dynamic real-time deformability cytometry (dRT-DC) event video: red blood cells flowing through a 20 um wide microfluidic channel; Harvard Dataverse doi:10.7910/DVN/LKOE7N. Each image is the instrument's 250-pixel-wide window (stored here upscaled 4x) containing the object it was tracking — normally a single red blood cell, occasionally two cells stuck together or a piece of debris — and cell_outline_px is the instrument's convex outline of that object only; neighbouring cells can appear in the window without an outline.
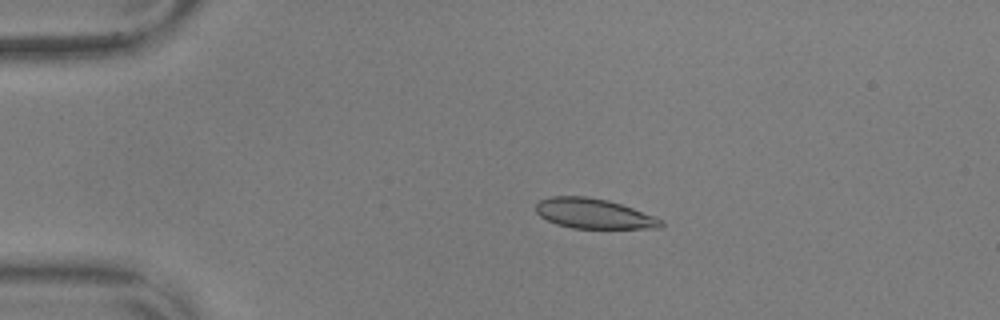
{"species": "common noctule bat (a hibernating species)", "species_latin": "Nyctalus noctula", "temperature_condition": "warm", "stored_images_in_passage": 49, "camera_frame_rate_fps": 3000, "um_per_image_px": 0.085, "animal": {"sex": "male", "body_mass_g": 17.9, "forearm_length_mm": 54.2}, "frame": {"image": 1, "passage_image": 11, "time_ms": 3.333, "image_size_px": [1000, 320], "cell_outline_px": [[664, 224], [660, 228], [572, 228], [556, 224], [540, 216], [536, 212], [536, 204], [540, 200], [552, 196], [588, 196], [608, 200], [632, 208], [664, 220]], "centroid_in_image_um": [50.46, 18.15], "position_along_channel_um": 34.5, "area_um2": 21.79}}
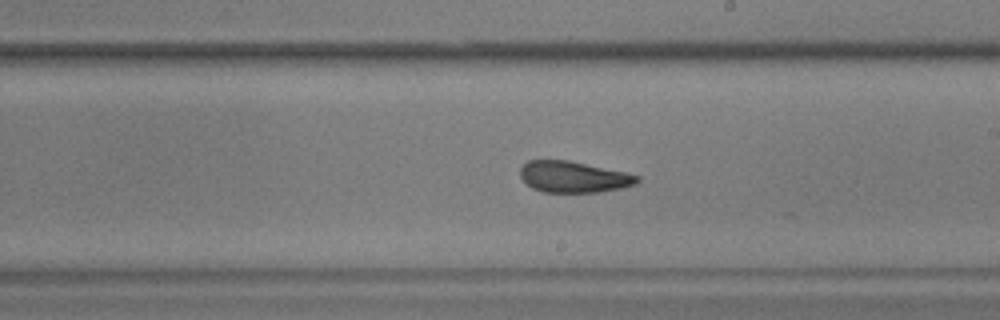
{"frame": {"image": 2, "passage_image": 32, "time_ms": 10.333, "image_size_px": [1000, 320], "cell_outline_px": [[640, 180], [636, 184], [620, 188], [600, 192], [544, 192], [532, 188], [520, 176], [520, 168], [528, 160], [568, 160], [628, 172], [640, 176]], "centroid_in_image_um": [48.78, 15.03], "position_along_channel_um": 240.2, "area_um2": 21.39}}
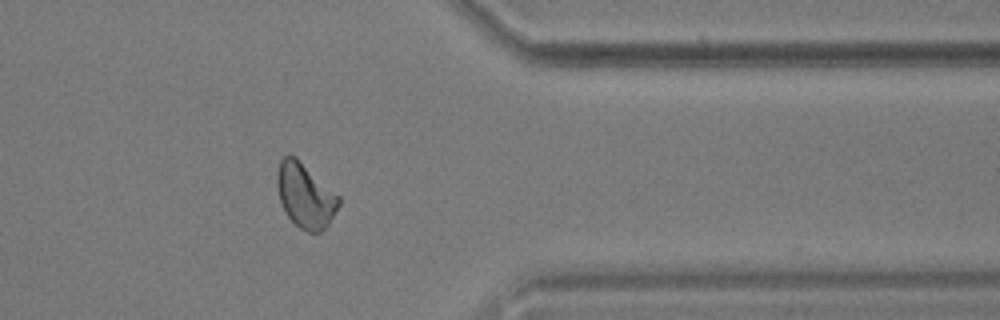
{"frame": {"image": 3, "passage_image": 45, "time_ms": 14.667, "image_size_px": [1000, 320], "cell_outline_px": [[340, 204], [328, 224], [320, 232], [308, 232], [300, 228], [288, 216], [280, 200], [276, 184], [276, 172], [280, 160], [288, 152], [296, 156], [340, 196]], "centroid_in_image_um": [25.94, 16.57], "position_along_channel_um": 385.5, "area_um2": 23.29}, "authors_computed_cell_mechanics": {"area_um2": 21.9062, "velocity_mm_per_s": 3.6041, "shape_relaxation_time_tau1_ms": 8.3399, "shape_relaxation_time_tau2_ms": 2.0787, "deformation_change_tau1": 0.1714, "deformation_change_tau2": 0.0617}}